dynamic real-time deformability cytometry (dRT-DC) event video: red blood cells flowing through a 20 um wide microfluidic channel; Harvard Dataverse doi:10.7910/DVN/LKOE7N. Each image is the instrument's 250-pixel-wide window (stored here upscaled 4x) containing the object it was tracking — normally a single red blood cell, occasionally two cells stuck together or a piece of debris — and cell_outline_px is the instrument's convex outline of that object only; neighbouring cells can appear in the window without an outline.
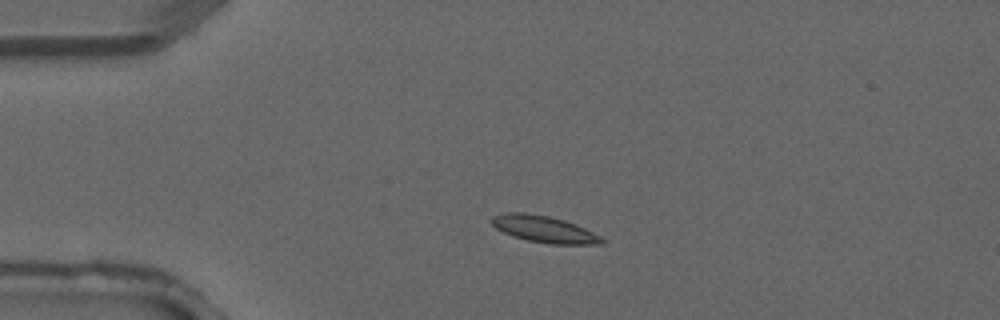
{"species": "common noctule bat (a hibernating species)", "species_latin": "Nyctalus noctula", "temperature_condition": "warm", "stored_images_in_passage": 3, "camera_frame_rate_fps": 3000, "um_per_image_px": 0.085, "animal": {"sex": "male", "forearm_length_mm": 52.5}, "frame": {"image": 1, "passage_image": 2, "time_ms": 0.333, "image_size_px": [1000, 320], "cell_outline_px": [[608, 240], [604, 244], [552, 244], [528, 240], [512, 236], [496, 228], [492, 224], [492, 216], [504, 212], [524, 212], [548, 216], [564, 220], [584, 228]], "centroid_in_image_um": [46.26, 19.48], "position_along_channel_um": 38.7, "area_um2": 17.05}}